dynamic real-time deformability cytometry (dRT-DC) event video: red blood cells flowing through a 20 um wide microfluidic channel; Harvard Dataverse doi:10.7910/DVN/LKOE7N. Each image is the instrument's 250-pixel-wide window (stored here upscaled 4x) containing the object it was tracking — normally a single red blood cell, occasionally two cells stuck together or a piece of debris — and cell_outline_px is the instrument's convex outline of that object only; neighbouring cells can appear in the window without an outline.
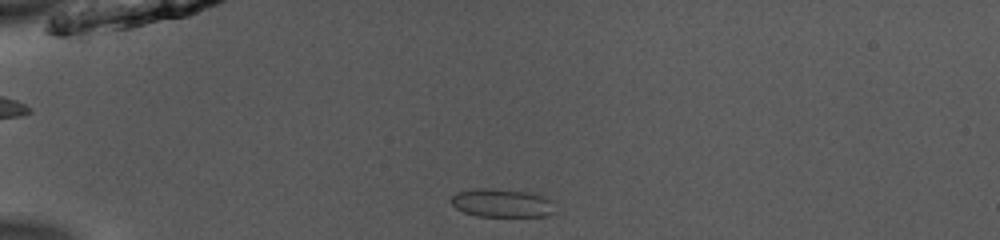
{"species": "common noctule bat (a hibernating species)", "species_latin": "Nyctalus noctula", "temperature_condition": "room temperature", "stored_images_in_passage": 41, "camera_frame_rate_fps": 3000, "um_per_image_px": 0.085, "animal": {"sex": "male", "body_mass_g": 13.0, "forearm_length_mm": 53.1}, "frame": {"image": 1, "passage_image": 3, "time_ms": 0.667, "image_size_px": [1000, 240], "cell_outline_px": [[556, 212], [548, 216], [476, 216], [464, 212], [456, 208], [452, 204], [452, 196], [456, 192], [480, 188], [496, 188], [532, 192], [552, 200]], "centroid_in_image_um": [42.71, 17.25], "position_along_channel_um": 42.3, "area_um2": 17.4}}
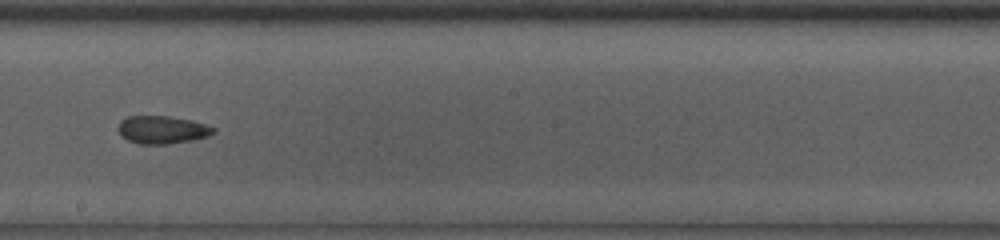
{"frame": {"image": 2, "passage_image": 20, "time_ms": 6.333, "image_size_px": [1000, 240], "cell_outline_px": [[216, 132], [208, 136], [192, 140], [168, 144], [140, 144], [128, 140], [120, 136], [120, 120], [128, 116], [168, 116], [188, 120], [204, 124], [216, 128]], "centroid_in_image_um": [13.79, 11.04], "position_along_channel_um": 234.4, "area_um2": 15.32}}
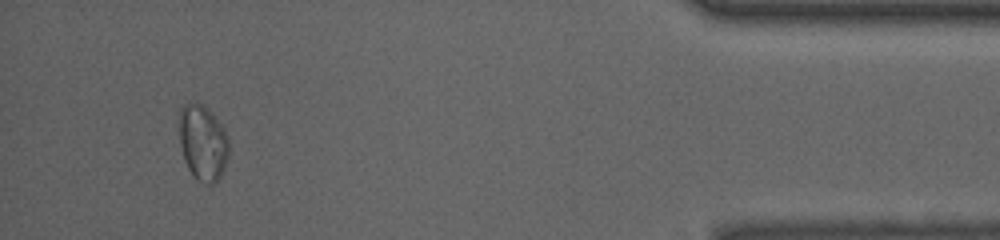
{"frame": {"image": 3, "passage_image": 38, "time_ms": 12.333, "image_size_px": [1000, 240], "cell_outline_px": [[228, 156], [224, 168], [220, 176], [208, 188], [196, 180], [192, 176], [184, 160], [180, 144], [176, 120], [180, 108], [184, 104], [200, 104], [208, 108], [220, 124], [228, 136]], "centroid_in_image_um": [17.19, 12.16], "position_along_channel_um": 418.0, "area_um2": 22.37}, "authors_computed_cell_mechanics": {"area_um2": 16.4152, "velocity_mm_per_s": 3.9548, "shape_relaxation_time_tau1_ms": null, "shape_relaxation_time_tau2_ms": 2.1543, "deformation_change_tau1": null, "deformation_change_tau2": 0.0714}}